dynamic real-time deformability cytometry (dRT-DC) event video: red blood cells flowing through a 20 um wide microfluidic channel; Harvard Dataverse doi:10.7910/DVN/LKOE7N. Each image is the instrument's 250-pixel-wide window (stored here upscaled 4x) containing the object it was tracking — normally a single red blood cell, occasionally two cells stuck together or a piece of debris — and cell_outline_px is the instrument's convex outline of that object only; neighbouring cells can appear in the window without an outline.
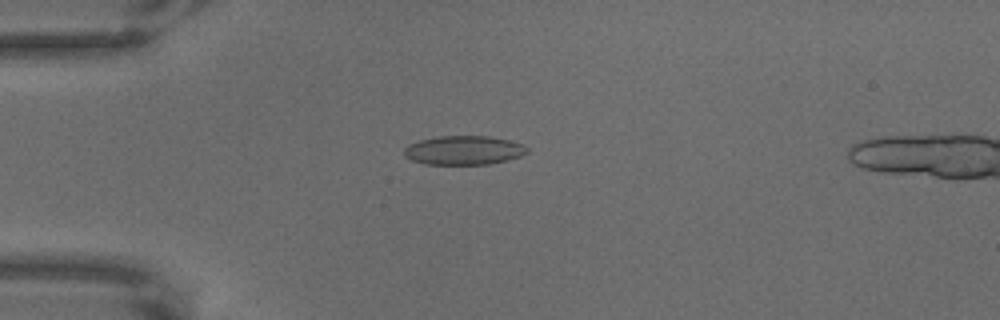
{"species": "common noctule bat (a hibernating species)", "species_latin": "Nyctalus noctula", "temperature_condition": "warm", "stored_images_in_passage": 67, "segment_of_instrument_passage": [1, 2], "camera_frame_rate_fps": 3000, "um_per_image_px": 0.085, "animal": {"sex": "male", "body_mass_g": 18.8}, "frame": {"image": 1, "passage_image": 18, "time_ms": 5.667, "image_size_px": [1000, 320], "cell_outline_px": [[528, 152], [520, 156], [488, 164], [424, 164], [412, 160], [404, 156], [404, 148], [408, 144], [420, 140], [436, 136], [488, 136], [508, 140], [524, 144], [528, 148]], "centroid_in_image_um": [39.39, 12.76], "position_along_channel_um": 45.6, "area_um2": 20.75}}
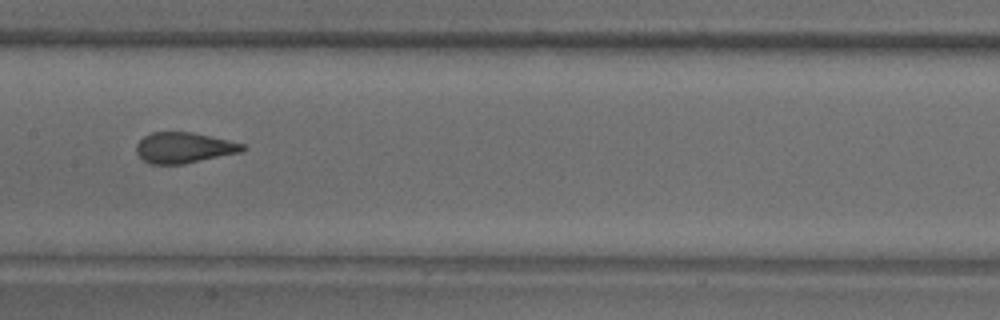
{"frame": {"image": 2, "passage_image": 34, "time_ms": 11.0, "image_size_px": [1000, 320], "cell_outline_px": [[248, 148], [240, 152], [184, 164], [148, 164], [136, 152], [136, 144], [144, 136], [152, 132], [192, 132], [228, 140], [244, 144]], "centroid_in_image_um": [15.62, 12.56], "position_along_channel_um": 191.8, "area_um2": 18.96}}
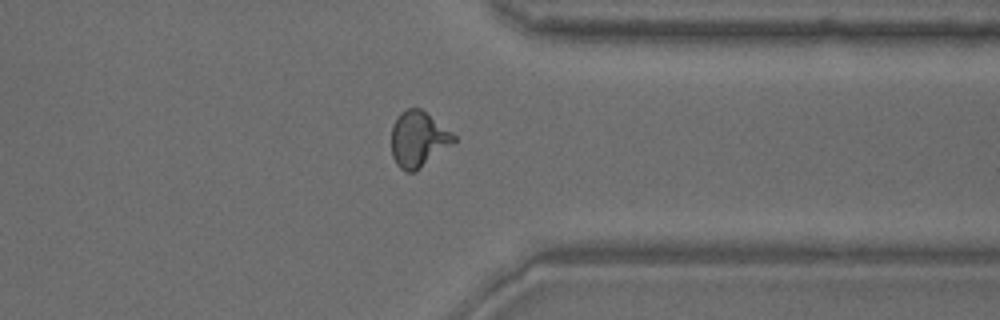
{"frame": {"image": 3, "passage_image": 52, "time_ms": 17.0, "image_size_px": [1000, 320], "cell_outline_px": [[456, 140], [416, 172], [404, 172], [396, 164], [392, 156], [392, 124], [396, 116], [400, 112], [408, 108], [420, 108], [452, 132], [456, 136]], "centroid_in_image_um": [35.52, 11.83], "position_along_channel_um": 375.9, "area_um2": 20.23}}